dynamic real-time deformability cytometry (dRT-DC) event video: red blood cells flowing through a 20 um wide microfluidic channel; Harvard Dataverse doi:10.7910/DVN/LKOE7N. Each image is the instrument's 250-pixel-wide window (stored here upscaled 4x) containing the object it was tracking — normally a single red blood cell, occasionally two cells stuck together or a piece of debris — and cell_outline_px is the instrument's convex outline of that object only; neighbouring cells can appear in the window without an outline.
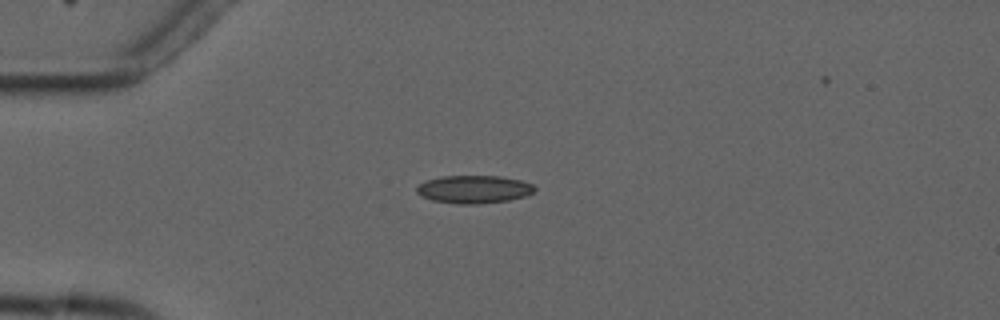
{"species": "common noctule bat (a hibernating species)", "species_latin": "Nyctalus noctula", "temperature_condition": "cold", "stored_images_in_passage": 11, "camera_frame_rate_fps": 3000, "um_per_image_px": 0.085, "animal": {"sex": "male", "forearm_length_mm": 52.5}, "frame": {"image": 1, "passage_image": 4, "time_ms": 4.667, "image_size_px": [1000, 320], "cell_outline_px": [[536, 188], [528, 196], [508, 200], [476, 204], [456, 204], [432, 200], [420, 196], [416, 192], [416, 188], [420, 184], [428, 180], [444, 176], [500, 176], [520, 180], [532, 184]], "centroid_in_image_um": [40.28, 16.1], "position_along_channel_um": 44.7, "area_um2": 19.13}}
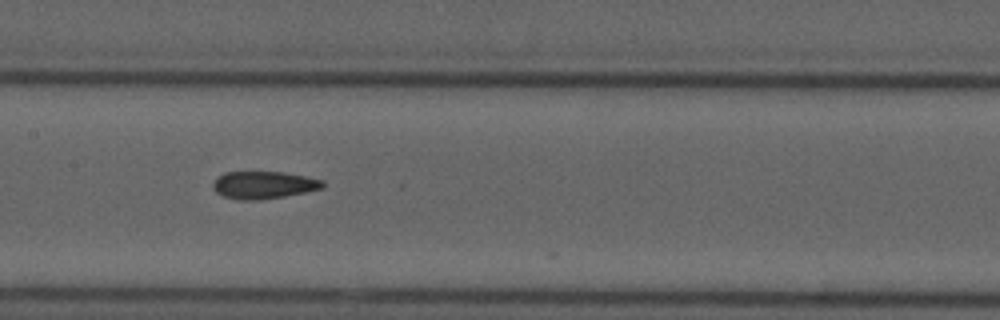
{"frame": {"image": 2, "passage_image": 8, "time_ms": 9.0, "image_size_px": [1000, 320], "cell_outline_px": [[324, 188], [284, 196], [260, 200], [240, 200], [224, 196], [216, 192], [212, 184], [216, 176], [224, 172], [284, 172], [324, 180]], "centroid_in_image_um": [22.39, 15.72], "position_along_channel_um": 185.0, "area_um2": 17.57}}
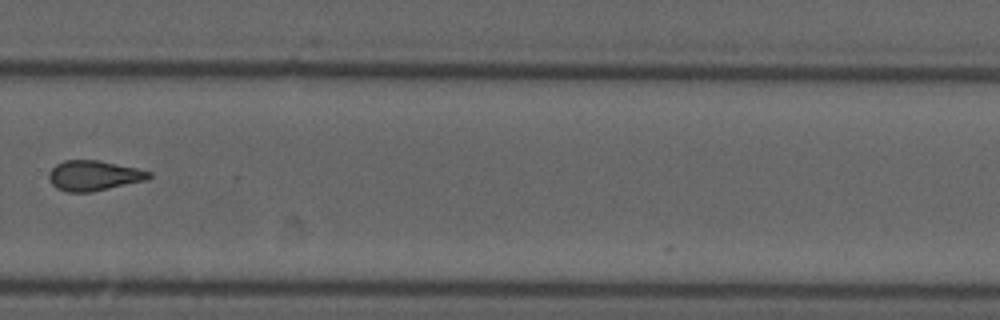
{"frame": {"image": 3, "passage_image": 11, "time_ms": 12.667, "image_size_px": [1000, 320], "cell_outline_px": [[152, 176], [148, 180], [92, 192], [68, 192], [56, 188], [52, 184], [48, 176], [48, 172], [56, 164], [64, 160], [96, 160], [136, 168], [152, 172]], "centroid_in_image_um": [7.97, 14.93], "position_along_channel_um": 321.8, "area_um2": 17.63}}